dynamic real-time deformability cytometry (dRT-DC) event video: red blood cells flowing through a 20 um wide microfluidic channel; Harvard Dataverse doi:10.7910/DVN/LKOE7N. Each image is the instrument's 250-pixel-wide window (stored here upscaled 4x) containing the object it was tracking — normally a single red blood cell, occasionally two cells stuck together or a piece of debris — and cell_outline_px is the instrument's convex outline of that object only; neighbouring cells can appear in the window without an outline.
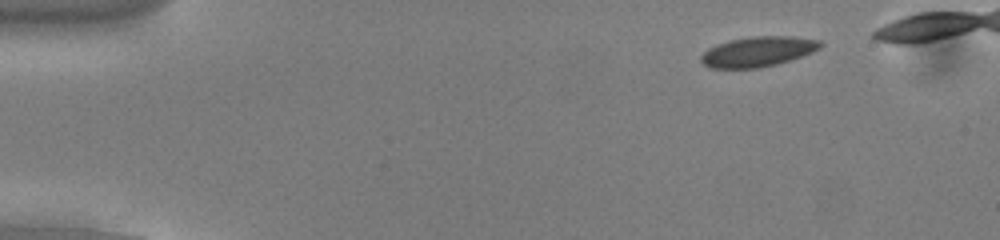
{"species": "common noctule bat (a hibernating species)", "species_latin": "Nyctalus noctula", "temperature_condition": "cold", "stored_images_in_passage": 42, "camera_frame_rate_fps": 3000, "um_per_image_px": 0.085, "animal": {"sex": "male", "body_mass_g": 13.0, "forearm_length_mm": 53.1}, "frame": {"image": 1, "passage_image": 1, "time_ms": 0.0, "image_size_px": [1000, 240], "cell_outline_px": [[824, 44], [820, 48], [812, 52], [776, 64], [760, 68], [712, 68], [704, 64], [700, 60], [700, 56], [708, 48], [732, 40], [752, 36], [792, 36], [820, 40]], "centroid_in_image_um": [64.44, 4.38], "position_along_channel_um": 20.6, "area_um2": 20.69}}
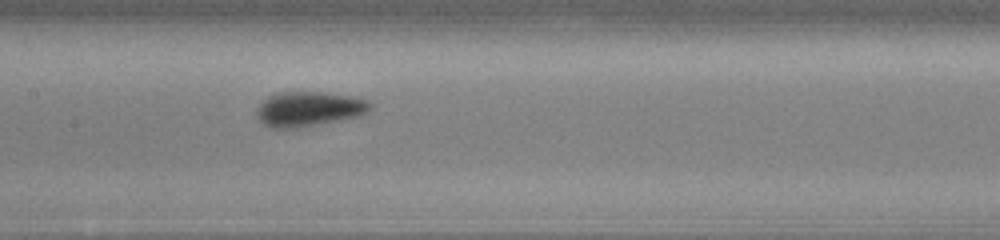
{"frame": {"image": 2, "passage_image": 21, "time_ms": 6.667, "image_size_px": [1000, 240], "cell_outline_px": [[372, 108], [360, 116], [340, 120], [296, 128], [272, 128], [264, 124], [256, 116], [256, 108], [268, 96], [276, 92], [324, 92], [352, 96], [368, 100], [372, 104]], "centroid_in_image_um": [26.25, 9.25], "position_along_channel_um": 181.1, "area_um2": 23.12}}
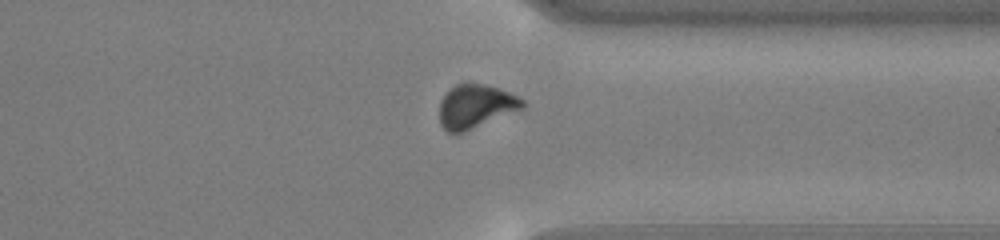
{"frame": {"image": 3, "passage_image": 36, "time_ms": 11.667, "image_size_px": [1000, 240], "cell_outline_px": [[524, 108], [456, 136], [448, 132], [440, 124], [440, 100], [456, 84], [484, 84], [500, 88], [524, 100]], "centroid_in_image_um": [40.42, 9.08], "position_along_channel_um": 371.0, "area_um2": 21.21}}